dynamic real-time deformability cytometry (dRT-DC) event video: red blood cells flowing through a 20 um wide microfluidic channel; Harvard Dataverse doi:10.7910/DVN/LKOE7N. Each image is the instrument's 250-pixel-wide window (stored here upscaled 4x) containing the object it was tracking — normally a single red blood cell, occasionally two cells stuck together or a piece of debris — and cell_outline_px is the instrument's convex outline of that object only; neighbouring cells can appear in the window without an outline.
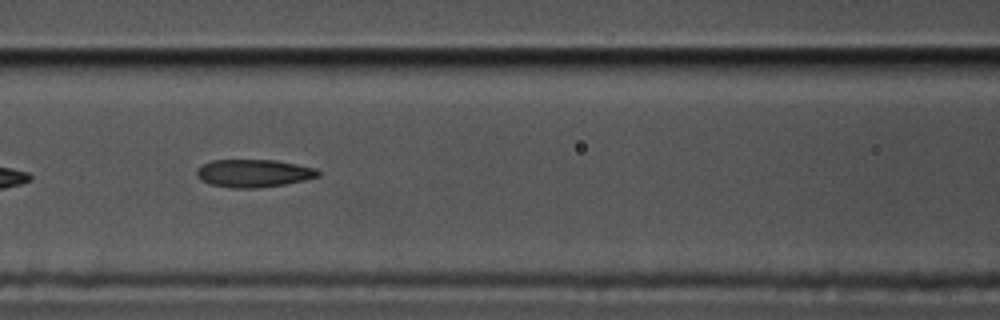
{"species": "common noctule bat (a hibernating species)", "species_latin": "Nyctalus noctula", "temperature_condition": "cold", "stored_images_in_passage": 15, "camera_frame_rate_fps": 3000, "um_per_image_px": 0.085, "animal": {"sex": "male", "body_mass_g": 17.5, "forearm_length_mm": 52.3}, "frame": {"image": 1, "passage_image": 9, "time_ms": 2.667, "image_size_px": [1000, 320], "cell_outline_px": [[320, 176], [304, 180], [284, 184], [256, 188], [232, 188], [212, 184], [200, 180], [196, 176], [196, 172], [204, 164], [212, 160], [276, 160], [316, 168], [320, 172]], "centroid_in_image_um": [21.57, 14.72], "position_along_channel_um": 145.0, "area_um2": 19.54}}
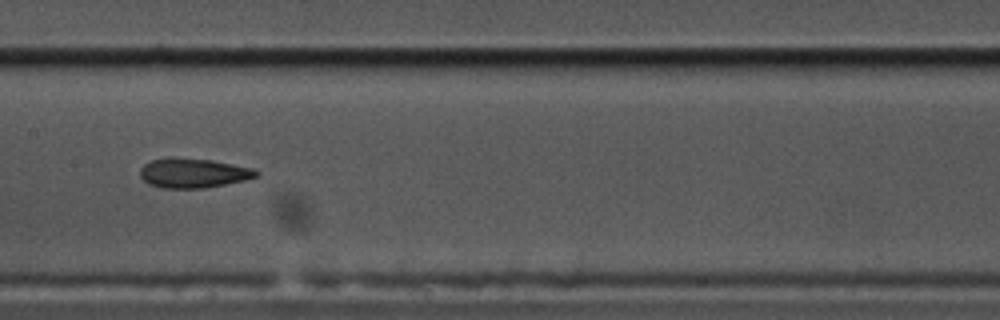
{"frame": {"image": 2, "passage_image": 13, "time_ms": 4.0, "image_size_px": [1000, 320], "cell_outline_px": [[260, 172], [256, 176], [244, 180], [204, 188], [160, 188], [148, 184], [140, 176], [140, 168], [144, 164], [152, 160], [168, 156], [172, 156], [212, 160], [252, 168]], "centroid_in_image_um": [16.37, 14.69], "position_along_channel_um": 191.0, "area_um2": 20.11}}